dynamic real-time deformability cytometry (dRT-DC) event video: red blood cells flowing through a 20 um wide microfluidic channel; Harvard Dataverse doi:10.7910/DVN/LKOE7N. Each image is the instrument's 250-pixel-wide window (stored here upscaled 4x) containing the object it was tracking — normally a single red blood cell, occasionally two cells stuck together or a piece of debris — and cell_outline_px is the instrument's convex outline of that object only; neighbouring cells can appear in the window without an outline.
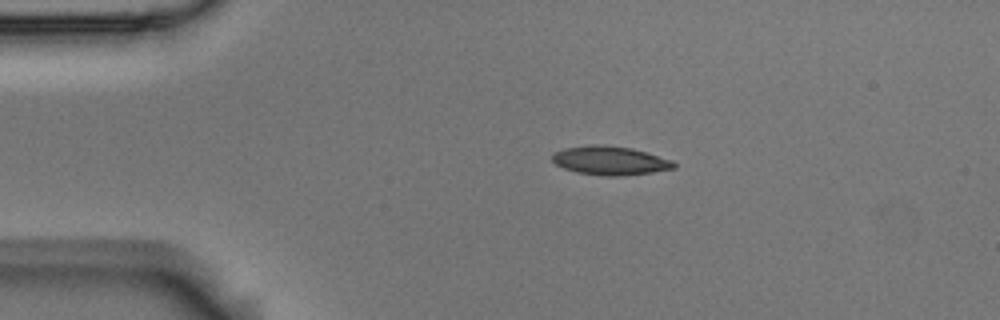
{"species": "Egyptian fruit bat (a non-hibernating species)", "species_latin": "Rousettus aegyptiacus", "temperature_condition": "room temperature", "stored_images_in_passage": 2, "camera_frame_rate_fps": 3000, "um_per_image_px": 0.085, "animal": {"sex": "male"}, "frame": {"image": 1, "passage_image": 1, "time_ms": 0.0, "image_size_px": [1000, 320], "cell_outline_px": [[676, 168], [652, 172], [624, 176], [604, 176], [580, 172], [564, 168], [556, 164], [552, 160], [552, 156], [556, 152], [564, 148], [596, 144], [600, 144], [632, 148], [672, 160], [676, 164]], "centroid_in_image_um": [51.89, 13.65], "position_along_channel_um": 33.1, "area_um2": 20.23}}